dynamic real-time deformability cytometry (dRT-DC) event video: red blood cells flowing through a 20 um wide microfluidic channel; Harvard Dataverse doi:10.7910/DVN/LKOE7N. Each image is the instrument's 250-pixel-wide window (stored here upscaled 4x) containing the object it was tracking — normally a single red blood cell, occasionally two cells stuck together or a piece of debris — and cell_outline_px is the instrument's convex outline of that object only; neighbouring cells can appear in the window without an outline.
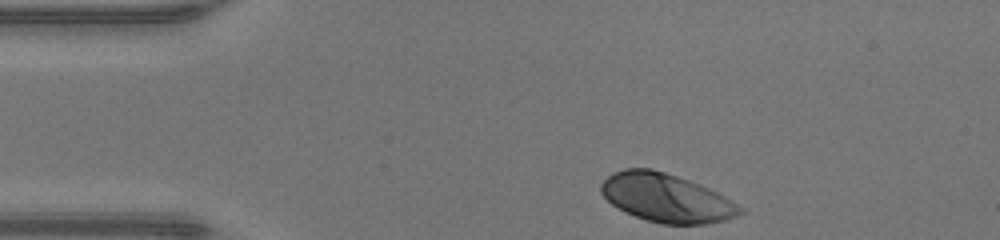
{"species": "human", "species_latin": "Homo sapiens", "temperature_condition": "warm", "stored_images_in_passage": 31, "camera_frame_rate_fps": 3000, "um_per_image_px": 0.085, "donor": {"sex": "male"}, "frame": {"image": 1, "passage_image": 1, "time_ms": 0.0, "image_size_px": [1000, 240], "cell_outline_px": [[744, 212], [736, 216], [724, 220], [704, 224], [660, 224], [624, 212], [612, 204], [600, 192], [600, 184], [612, 172], [624, 168], [652, 168], [700, 184], [724, 196], [744, 208]], "centroid_in_image_um": [56.62, 16.82], "position_along_channel_um": 28.4, "area_um2": 39.13}}
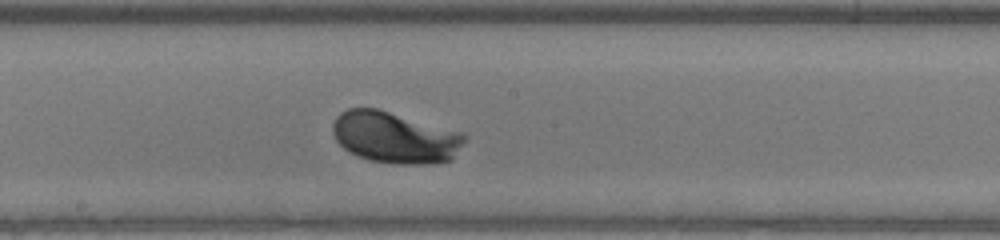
{"frame": {"image": 2, "passage_image": 18, "time_ms": 5.667, "image_size_px": [1000, 240], "cell_outline_px": [[468, 136], [452, 160], [436, 164], [392, 164], [368, 160], [356, 156], [348, 152], [336, 140], [332, 132], [332, 124], [336, 116], [340, 112], [348, 108], [376, 108], [464, 132]], "centroid_in_image_um": [33.58, 11.69], "position_along_channel_um": 214.6, "area_um2": 40.11}}
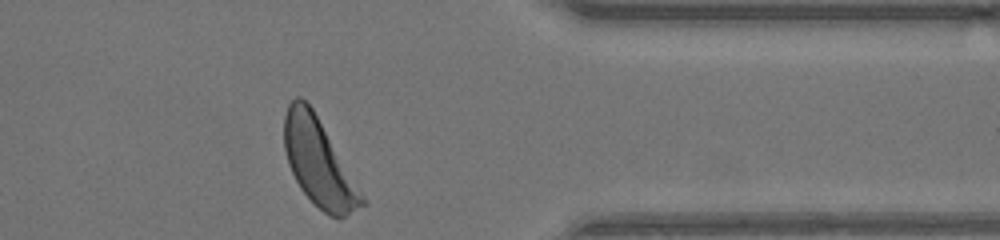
{"frame": {"image": 3, "passage_image": 31, "time_ms": 10.0, "image_size_px": [1000, 240], "cell_outline_px": [[364, 204], [340, 220], [328, 216], [300, 188], [288, 164], [284, 148], [284, 116], [288, 104], [296, 96], [300, 96], [312, 108], [364, 196]], "centroid_in_image_um": [27.07, 13.82], "position_along_channel_um": 384.3, "area_um2": 38.61}, "authors_computed_cell_mechanics": {"area_um2": 38.148, "velocity_mm_per_s": 4.3063, "shape_relaxation_time_tau1_ms": 1.4389, "shape_relaxation_time_tau2_ms": null, "deformation_change_tau1": 0.1477, "deformation_change_tau2": null}}